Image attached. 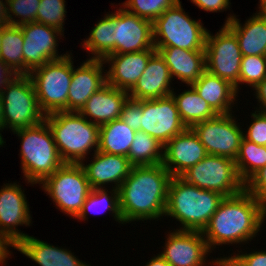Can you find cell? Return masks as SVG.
<instances>
[{
  "label": "cell",
  "mask_w": 266,
  "mask_h": 266,
  "mask_svg": "<svg viewBox=\"0 0 266 266\" xmlns=\"http://www.w3.org/2000/svg\"><path fill=\"white\" fill-rule=\"evenodd\" d=\"M266 220V205L246 189L224 197L202 231L209 250L216 246L252 241Z\"/></svg>",
  "instance_id": "cell-1"
},
{
  "label": "cell",
  "mask_w": 266,
  "mask_h": 266,
  "mask_svg": "<svg viewBox=\"0 0 266 266\" xmlns=\"http://www.w3.org/2000/svg\"><path fill=\"white\" fill-rule=\"evenodd\" d=\"M171 178L163 164L133 166L118 189L123 223L161 219Z\"/></svg>",
  "instance_id": "cell-2"
},
{
  "label": "cell",
  "mask_w": 266,
  "mask_h": 266,
  "mask_svg": "<svg viewBox=\"0 0 266 266\" xmlns=\"http://www.w3.org/2000/svg\"><path fill=\"white\" fill-rule=\"evenodd\" d=\"M224 197L218 192L189 184L181 177H172L165 216L179 221V230L202 232Z\"/></svg>",
  "instance_id": "cell-3"
},
{
  "label": "cell",
  "mask_w": 266,
  "mask_h": 266,
  "mask_svg": "<svg viewBox=\"0 0 266 266\" xmlns=\"http://www.w3.org/2000/svg\"><path fill=\"white\" fill-rule=\"evenodd\" d=\"M45 120L65 163L84 162L90 151H98L100 126L88 121L80 112H53L45 115Z\"/></svg>",
  "instance_id": "cell-4"
},
{
  "label": "cell",
  "mask_w": 266,
  "mask_h": 266,
  "mask_svg": "<svg viewBox=\"0 0 266 266\" xmlns=\"http://www.w3.org/2000/svg\"><path fill=\"white\" fill-rule=\"evenodd\" d=\"M21 139V169L27 184H41L65 162L61 159L54 136L46 120L15 132Z\"/></svg>",
  "instance_id": "cell-5"
},
{
  "label": "cell",
  "mask_w": 266,
  "mask_h": 266,
  "mask_svg": "<svg viewBox=\"0 0 266 266\" xmlns=\"http://www.w3.org/2000/svg\"><path fill=\"white\" fill-rule=\"evenodd\" d=\"M184 11L181 1L153 21L155 47L204 50L208 29Z\"/></svg>",
  "instance_id": "cell-6"
},
{
  "label": "cell",
  "mask_w": 266,
  "mask_h": 266,
  "mask_svg": "<svg viewBox=\"0 0 266 266\" xmlns=\"http://www.w3.org/2000/svg\"><path fill=\"white\" fill-rule=\"evenodd\" d=\"M70 53V54H69ZM65 57L46 62L29 73L41 111L47 115L68 112V92L73 75L71 52Z\"/></svg>",
  "instance_id": "cell-7"
},
{
  "label": "cell",
  "mask_w": 266,
  "mask_h": 266,
  "mask_svg": "<svg viewBox=\"0 0 266 266\" xmlns=\"http://www.w3.org/2000/svg\"><path fill=\"white\" fill-rule=\"evenodd\" d=\"M56 208L76 218L92 188L81 163H64L42 183Z\"/></svg>",
  "instance_id": "cell-8"
},
{
  "label": "cell",
  "mask_w": 266,
  "mask_h": 266,
  "mask_svg": "<svg viewBox=\"0 0 266 266\" xmlns=\"http://www.w3.org/2000/svg\"><path fill=\"white\" fill-rule=\"evenodd\" d=\"M1 93L4 129L15 132L45 120L29 75H16Z\"/></svg>",
  "instance_id": "cell-9"
},
{
  "label": "cell",
  "mask_w": 266,
  "mask_h": 266,
  "mask_svg": "<svg viewBox=\"0 0 266 266\" xmlns=\"http://www.w3.org/2000/svg\"><path fill=\"white\" fill-rule=\"evenodd\" d=\"M180 177L189 184L218 192L225 197L245 190V182L238 173L235 161L224 156L208 154Z\"/></svg>",
  "instance_id": "cell-10"
},
{
  "label": "cell",
  "mask_w": 266,
  "mask_h": 266,
  "mask_svg": "<svg viewBox=\"0 0 266 266\" xmlns=\"http://www.w3.org/2000/svg\"><path fill=\"white\" fill-rule=\"evenodd\" d=\"M204 51L206 70L231 83L238 92L243 55L235 34L225 24L214 35L208 30Z\"/></svg>",
  "instance_id": "cell-11"
},
{
  "label": "cell",
  "mask_w": 266,
  "mask_h": 266,
  "mask_svg": "<svg viewBox=\"0 0 266 266\" xmlns=\"http://www.w3.org/2000/svg\"><path fill=\"white\" fill-rule=\"evenodd\" d=\"M192 129L205 146L207 154L224 156L235 161L244 130L232 113L218 114L212 119L195 124Z\"/></svg>",
  "instance_id": "cell-12"
},
{
  "label": "cell",
  "mask_w": 266,
  "mask_h": 266,
  "mask_svg": "<svg viewBox=\"0 0 266 266\" xmlns=\"http://www.w3.org/2000/svg\"><path fill=\"white\" fill-rule=\"evenodd\" d=\"M20 28L24 39L23 75H29L46 62L61 59L68 54H58L57 42L64 36L59 29L35 21L22 24Z\"/></svg>",
  "instance_id": "cell-13"
},
{
  "label": "cell",
  "mask_w": 266,
  "mask_h": 266,
  "mask_svg": "<svg viewBox=\"0 0 266 266\" xmlns=\"http://www.w3.org/2000/svg\"><path fill=\"white\" fill-rule=\"evenodd\" d=\"M140 131L147 133L165 145L187 127L182 122L172 95L142 100Z\"/></svg>",
  "instance_id": "cell-14"
},
{
  "label": "cell",
  "mask_w": 266,
  "mask_h": 266,
  "mask_svg": "<svg viewBox=\"0 0 266 266\" xmlns=\"http://www.w3.org/2000/svg\"><path fill=\"white\" fill-rule=\"evenodd\" d=\"M27 202L21 185L13 182L0 188V233L13 247L28 236L19 231L18 226L28 227L32 224Z\"/></svg>",
  "instance_id": "cell-15"
},
{
  "label": "cell",
  "mask_w": 266,
  "mask_h": 266,
  "mask_svg": "<svg viewBox=\"0 0 266 266\" xmlns=\"http://www.w3.org/2000/svg\"><path fill=\"white\" fill-rule=\"evenodd\" d=\"M168 233L163 251L159 254L171 266H212L214 259H206L212 252L202 232L174 229Z\"/></svg>",
  "instance_id": "cell-16"
},
{
  "label": "cell",
  "mask_w": 266,
  "mask_h": 266,
  "mask_svg": "<svg viewBox=\"0 0 266 266\" xmlns=\"http://www.w3.org/2000/svg\"><path fill=\"white\" fill-rule=\"evenodd\" d=\"M155 49L153 22L127 12L121 5L116 11L114 54Z\"/></svg>",
  "instance_id": "cell-17"
},
{
  "label": "cell",
  "mask_w": 266,
  "mask_h": 266,
  "mask_svg": "<svg viewBox=\"0 0 266 266\" xmlns=\"http://www.w3.org/2000/svg\"><path fill=\"white\" fill-rule=\"evenodd\" d=\"M207 155L197 134L192 128H186L164 145L162 164L172 177H180Z\"/></svg>",
  "instance_id": "cell-18"
},
{
  "label": "cell",
  "mask_w": 266,
  "mask_h": 266,
  "mask_svg": "<svg viewBox=\"0 0 266 266\" xmlns=\"http://www.w3.org/2000/svg\"><path fill=\"white\" fill-rule=\"evenodd\" d=\"M102 59H86L73 75L68 92V112H80L87 100L107 83ZM105 73V74H104Z\"/></svg>",
  "instance_id": "cell-19"
},
{
  "label": "cell",
  "mask_w": 266,
  "mask_h": 266,
  "mask_svg": "<svg viewBox=\"0 0 266 266\" xmlns=\"http://www.w3.org/2000/svg\"><path fill=\"white\" fill-rule=\"evenodd\" d=\"M92 158L88 165L81 162L92 189H104L112 183V189L118 190L133 167L126 156L96 151Z\"/></svg>",
  "instance_id": "cell-20"
},
{
  "label": "cell",
  "mask_w": 266,
  "mask_h": 266,
  "mask_svg": "<svg viewBox=\"0 0 266 266\" xmlns=\"http://www.w3.org/2000/svg\"><path fill=\"white\" fill-rule=\"evenodd\" d=\"M156 49L139 52L111 54L104 62L110 64L106 71L107 83L115 88L130 91L142 76L150 57Z\"/></svg>",
  "instance_id": "cell-21"
},
{
  "label": "cell",
  "mask_w": 266,
  "mask_h": 266,
  "mask_svg": "<svg viewBox=\"0 0 266 266\" xmlns=\"http://www.w3.org/2000/svg\"><path fill=\"white\" fill-rule=\"evenodd\" d=\"M172 78L169 68L158 51L149 59L146 69L134 87L128 92L133 100H148L170 96Z\"/></svg>",
  "instance_id": "cell-22"
},
{
  "label": "cell",
  "mask_w": 266,
  "mask_h": 266,
  "mask_svg": "<svg viewBox=\"0 0 266 266\" xmlns=\"http://www.w3.org/2000/svg\"><path fill=\"white\" fill-rule=\"evenodd\" d=\"M128 99V91L115 88L106 83L92 94L80 113L88 121L101 126L113 120L120 119L123 105Z\"/></svg>",
  "instance_id": "cell-23"
},
{
  "label": "cell",
  "mask_w": 266,
  "mask_h": 266,
  "mask_svg": "<svg viewBox=\"0 0 266 266\" xmlns=\"http://www.w3.org/2000/svg\"><path fill=\"white\" fill-rule=\"evenodd\" d=\"M164 58L171 78L191 85L206 70L204 50H185L176 47H155Z\"/></svg>",
  "instance_id": "cell-24"
},
{
  "label": "cell",
  "mask_w": 266,
  "mask_h": 266,
  "mask_svg": "<svg viewBox=\"0 0 266 266\" xmlns=\"http://www.w3.org/2000/svg\"><path fill=\"white\" fill-rule=\"evenodd\" d=\"M14 249L39 266H91L78 259L71 250L48 244L29 235L22 239Z\"/></svg>",
  "instance_id": "cell-25"
},
{
  "label": "cell",
  "mask_w": 266,
  "mask_h": 266,
  "mask_svg": "<svg viewBox=\"0 0 266 266\" xmlns=\"http://www.w3.org/2000/svg\"><path fill=\"white\" fill-rule=\"evenodd\" d=\"M226 17L225 25L238 39L243 56H266V19L257 12L242 25L234 14Z\"/></svg>",
  "instance_id": "cell-26"
},
{
  "label": "cell",
  "mask_w": 266,
  "mask_h": 266,
  "mask_svg": "<svg viewBox=\"0 0 266 266\" xmlns=\"http://www.w3.org/2000/svg\"><path fill=\"white\" fill-rule=\"evenodd\" d=\"M191 86L217 114L232 113V105L237 101L236 88L228 81L205 70ZM237 96V97H236Z\"/></svg>",
  "instance_id": "cell-27"
},
{
  "label": "cell",
  "mask_w": 266,
  "mask_h": 266,
  "mask_svg": "<svg viewBox=\"0 0 266 266\" xmlns=\"http://www.w3.org/2000/svg\"><path fill=\"white\" fill-rule=\"evenodd\" d=\"M136 131L120 119L100 126L98 151L128 157Z\"/></svg>",
  "instance_id": "cell-28"
},
{
  "label": "cell",
  "mask_w": 266,
  "mask_h": 266,
  "mask_svg": "<svg viewBox=\"0 0 266 266\" xmlns=\"http://www.w3.org/2000/svg\"><path fill=\"white\" fill-rule=\"evenodd\" d=\"M116 28V11L108 13L98 21L88 38L81 44L84 50L91 52L89 59L104 60L114 54V29Z\"/></svg>",
  "instance_id": "cell-29"
},
{
  "label": "cell",
  "mask_w": 266,
  "mask_h": 266,
  "mask_svg": "<svg viewBox=\"0 0 266 266\" xmlns=\"http://www.w3.org/2000/svg\"><path fill=\"white\" fill-rule=\"evenodd\" d=\"M188 87L190 89L177 95L173 89L171 95L175 99L182 122L187 128H192L195 124L212 119L218 114L198 95L191 85Z\"/></svg>",
  "instance_id": "cell-30"
},
{
  "label": "cell",
  "mask_w": 266,
  "mask_h": 266,
  "mask_svg": "<svg viewBox=\"0 0 266 266\" xmlns=\"http://www.w3.org/2000/svg\"><path fill=\"white\" fill-rule=\"evenodd\" d=\"M164 145L142 131H136L128 159L133 166L162 164Z\"/></svg>",
  "instance_id": "cell-31"
},
{
  "label": "cell",
  "mask_w": 266,
  "mask_h": 266,
  "mask_svg": "<svg viewBox=\"0 0 266 266\" xmlns=\"http://www.w3.org/2000/svg\"><path fill=\"white\" fill-rule=\"evenodd\" d=\"M23 32L8 24L1 38L0 59L17 75H23Z\"/></svg>",
  "instance_id": "cell-32"
},
{
  "label": "cell",
  "mask_w": 266,
  "mask_h": 266,
  "mask_svg": "<svg viewBox=\"0 0 266 266\" xmlns=\"http://www.w3.org/2000/svg\"><path fill=\"white\" fill-rule=\"evenodd\" d=\"M98 209H100L99 212L101 211V213L105 211H110L115 221H117L118 223L124 224L122 216H121V212H120L119 192L117 189H111L110 192L107 190V188L92 189L83 204L82 210L80 211V213L75 219H77L78 221L79 220L86 221L88 219L87 216L89 212L92 211L95 214H97Z\"/></svg>",
  "instance_id": "cell-33"
},
{
  "label": "cell",
  "mask_w": 266,
  "mask_h": 266,
  "mask_svg": "<svg viewBox=\"0 0 266 266\" xmlns=\"http://www.w3.org/2000/svg\"><path fill=\"white\" fill-rule=\"evenodd\" d=\"M235 163L241 179L246 183L266 166V146H260L243 137Z\"/></svg>",
  "instance_id": "cell-34"
},
{
  "label": "cell",
  "mask_w": 266,
  "mask_h": 266,
  "mask_svg": "<svg viewBox=\"0 0 266 266\" xmlns=\"http://www.w3.org/2000/svg\"><path fill=\"white\" fill-rule=\"evenodd\" d=\"M178 1L180 0H126L121 7L129 13L153 22Z\"/></svg>",
  "instance_id": "cell-35"
},
{
  "label": "cell",
  "mask_w": 266,
  "mask_h": 266,
  "mask_svg": "<svg viewBox=\"0 0 266 266\" xmlns=\"http://www.w3.org/2000/svg\"><path fill=\"white\" fill-rule=\"evenodd\" d=\"M266 78V56L249 55L243 56L239 74L240 84H247L254 88Z\"/></svg>",
  "instance_id": "cell-36"
},
{
  "label": "cell",
  "mask_w": 266,
  "mask_h": 266,
  "mask_svg": "<svg viewBox=\"0 0 266 266\" xmlns=\"http://www.w3.org/2000/svg\"><path fill=\"white\" fill-rule=\"evenodd\" d=\"M65 0H40L35 22L59 29L64 33Z\"/></svg>",
  "instance_id": "cell-37"
},
{
  "label": "cell",
  "mask_w": 266,
  "mask_h": 266,
  "mask_svg": "<svg viewBox=\"0 0 266 266\" xmlns=\"http://www.w3.org/2000/svg\"><path fill=\"white\" fill-rule=\"evenodd\" d=\"M39 6L40 0H7L8 24L20 26L35 21Z\"/></svg>",
  "instance_id": "cell-38"
},
{
  "label": "cell",
  "mask_w": 266,
  "mask_h": 266,
  "mask_svg": "<svg viewBox=\"0 0 266 266\" xmlns=\"http://www.w3.org/2000/svg\"><path fill=\"white\" fill-rule=\"evenodd\" d=\"M251 117L253 121L247 130L243 131L245 132L243 137L260 146H266V115L262 111L255 110Z\"/></svg>",
  "instance_id": "cell-39"
},
{
  "label": "cell",
  "mask_w": 266,
  "mask_h": 266,
  "mask_svg": "<svg viewBox=\"0 0 266 266\" xmlns=\"http://www.w3.org/2000/svg\"><path fill=\"white\" fill-rule=\"evenodd\" d=\"M140 115L142 114V100L128 99L123 105L120 120L135 131H140Z\"/></svg>",
  "instance_id": "cell-40"
},
{
  "label": "cell",
  "mask_w": 266,
  "mask_h": 266,
  "mask_svg": "<svg viewBox=\"0 0 266 266\" xmlns=\"http://www.w3.org/2000/svg\"><path fill=\"white\" fill-rule=\"evenodd\" d=\"M245 189L266 205V166L245 183Z\"/></svg>",
  "instance_id": "cell-41"
},
{
  "label": "cell",
  "mask_w": 266,
  "mask_h": 266,
  "mask_svg": "<svg viewBox=\"0 0 266 266\" xmlns=\"http://www.w3.org/2000/svg\"><path fill=\"white\" fill-rule=\"evenodd\" d=\"M239 253L233 254V256H228L234 263L238 266H266V251L258 250L251 251L250 253Z\"/></svg>",
  "instance_id": "cell-42"
},
{
  "label": "cell",
  "mask_w": 266,
  "mask_h": 266,
  "mask_svg": "<svg viewBox=\"0 0 266 266\" xmlns=\"http://www.w3.org/2000/svg\"><path fill=\"white\" fill-rule=\"evenodd\" d=\"M195 6L206 12H224L230 9V0H190Z\"/></svg>",
  "instance_id": "cell-43"
},
{
  "label": "cell",
  "mask_w": 266,
  "mask_h": 266,
  "mask_svg": "<svg viewBox=\"0 0 266 266\" xmlns=\"http://www.w3.org/2000/svg\"><path fill=\"white\" fill-rule=\"evenodd\" d=\"M252 90L254 91V95L256 99H258V103L260 107H257V111H266V78L258 83Z\"/></svg>",
  "instance_id": "cell-44"
},
{
  "label": "cell",
  "mask_w": 266,
  "mask_h": 266,
  "mask_svg": "<svg viewBox=\"0 0 266 266\" xmlns=\"http://www.w3.org/2000/svg\"><path fill=\"white\" fill-rule=\"evenodd\" d=\"M4 62L0 59V92L7 86V84L16 76Z\"/></svg>",
  "instance_id": "cell-45"
},
{
  "label": "cell",
  "mask_w": 266,
  "mask_h": 266,
  "mask_svg": "<svg viewBox=\"0 0 266 266\" xmlns=\"http://www.w3.org/2000/svg\"><path fill=\"white\" fill-rule=\"evenodd\" d=\"M8 247H12L14 248L9 242L8 240L0 233V265H6V261L8 256H11V251L10 248Z\"/></svg>",
  "instance_id": "cell-46"
},
{
  "label": "cell",
  "mask_w": 266,
  "mask_h": 266,
  "mask_svg": "<svg viewBox=\"0 0 266 266\" xmlns=\"http://www.w3.org/2000/svg\"><path fill=\"white\" fill-rule=\"evenodd\" d=\"M145 266H171L159 253L152 257Z\"/></svg>",
  "instance_id": "cell-47"
},
{
  "label": "cell",
  "mask_w": 266,
  "mask_h": 266,
  "mask_svg": "<svg viewBox=\"0 0 266 266\" xmlns=\"http://www.w3.org/2000/svg\"><path fill=\"white\" fill-rule=\"evenodd\" d=\"M213 266H238L236 263H234L228 256L223 258H214V261L212 263Z\"/></svg>",
  "instance_id": "cell-48"
},
{
  "label": "cell",
  "mask_w": 266,
  "mask_h": 266,
  "mask_svg": "<svg viewBox=\"0 0 266 266\" xmlns=\"http://www.w3.org/2000/svg\"><path fill=\"white\" fill-rule=\"evenodd\" d=\"M0 24H8L7 0H0Z\"/></svg>",
  "instance_id": "cell-49"
},
{
  "label": "cell",
  "mask_w": 266,
  "mask_h": 266,
  "mask_svg": "<svg viewBox=\"0 0 266 266\" xmlns=\"http://www.w3.org/2000/svg\"><path fill=\"white\" fill-rule=\"evenodd\" d=\"M258 9L259 11L258 14L263 17L264 19H266V0H259V5H258Z\"/></svg>",
  "instance_id": "cell-50"
},
{
  "label": "cell",
  "mask_w": 266,
  "mask_h": 266,
  "mask_svg": "<svg viewBox=\"0 0 266 266\" xmlns=\"http://www.w3.org/2000/svg\"><path fill=\"white\" fill-rule=\"evenodd\" d=\"M4 130V122H3V108H2V93L0 92V132ZM0 136L3 138V135L0 133Z\"/></svg>",
  "instance_id": "cell-51"
},
{
  "label": "cell",
  "mask_w": 266,
  "mask_h": 266,
  "mask_svg": "<svg viewBox=\"0 0 266 266\" xmlns=\"http://www.w3.org/2000/svg\"><path fill=\"white\" fill-rule=\"evenodd\" d=\"M8 24H0V48H1V38H2V35H3V31H4V28L7 26Z\"/></svg>",
  "instance_id": "cell-52"
},
{
  "label": "cell",
  "mask_w": 266,
  "mask_h": 266,
  "mask_svg": "<svg viewBox=\"0 0 266 266\" xmlns=\"http://www.w3.org/2000/svg\"><path fill=\"white\" fill-rule=\"evenodd\" d=\"M4 143H6V142H5V141L2 139V137L0 136V147L3 146Z\"/></svg>",
  "instance_id": "cell-53"
}]
</instances>
